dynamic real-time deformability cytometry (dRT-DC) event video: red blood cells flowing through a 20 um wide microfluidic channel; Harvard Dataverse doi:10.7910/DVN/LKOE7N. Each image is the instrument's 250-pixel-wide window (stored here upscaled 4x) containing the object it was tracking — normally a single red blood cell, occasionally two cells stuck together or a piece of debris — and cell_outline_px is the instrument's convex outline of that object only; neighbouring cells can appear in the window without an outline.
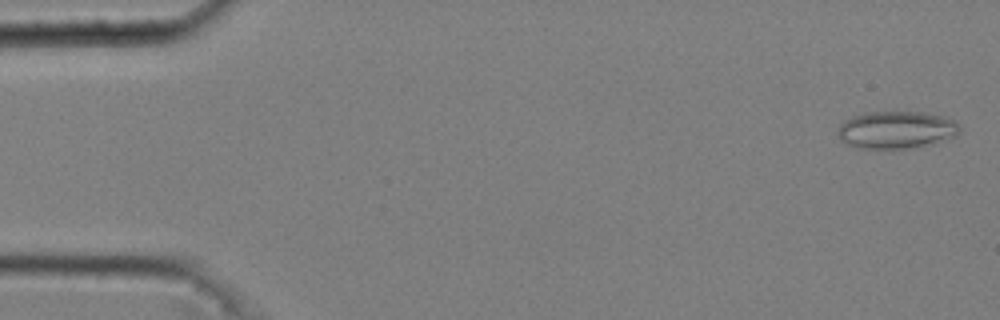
{"species": "common noctule bat (a hibernating species)", "species_latin": "Nyctalus noctula", "temperature_condition": "cold", "stored_images_in_passage": 50, "camera_frame_rate_fps": 3000, "um_per_image_px": 0.085, "animal": {"sex": "male", "body_mass_g": 20.4}, "frame": {"image": 1, "passage_image": 2, "time_ms": 0.333, "image_size_px": [1000, 320], "cell_outline_px": [[960, 132], [956, 136], [912, 148], [856, 148], [840, 140], [836, 132], [840, 124], [844, 120], [852, 116], [864, 112], [924, 112], [944, 116], [956, 120], [960, 128]], "centroid_in_image_um": [76.16, 11.02], "position_along_channel_um": 8.8, "area_um2": 26.7}}
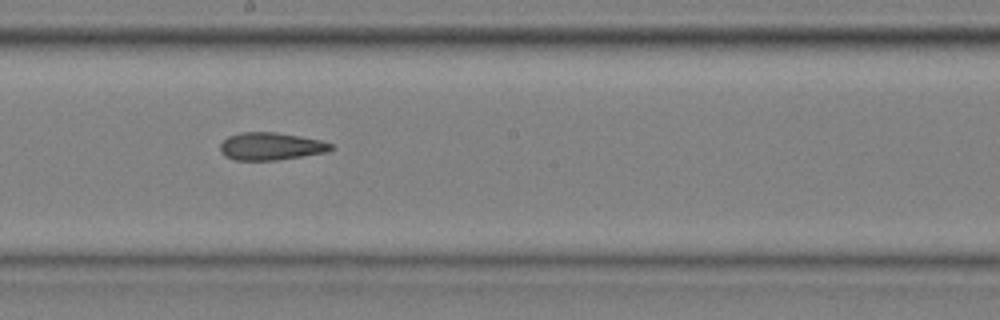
{"frame": {"image": 2, "passage_image": 30, "time_ms": 9.667, "image_size_px": [1000, 320], "cell_outline_px": [[332, 148], [328, 152], [276, 160], [236, 160], [224, 156], [220, 152], [220, 144], [228, 136], [240, 132], [276, 132], [300, 136], [320, 140], [332, 144]], "centroid_in_image_um": [22.99, 12.43], "position_along_channel_um": 225.2, "area_um2": 17.8}}
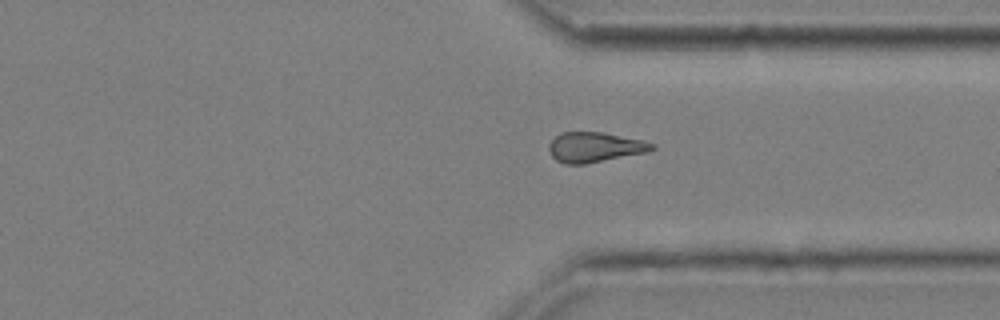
{"frame": {"image": 3, "passage_image": 41, "time_ms": 13.333, "image_size_px": [1000, 320], "cell_outline_px": [[656, 148], [648, 152], [584, 164], [564, 164], [556, 160], [552, 156], [548, 148], [548, 144], [560, 132], [604, 132], [640, 140], [656, 144]], "centroid_in_image_um": [50.55, 12.51], "position_along_channel_um": 360.9, "area_um2": 18.03}, "authors_computed_cell_mechanics": {"area_um2": 18.785, "velocity_mm_per_s": 3.6886, "shape_relaxation_time_tau1_ms": null, "shape_relaxation_time_tau2_ms": 3.9248, "deformation_change_tau1": null, "deformation_change_tau2": 0.1186}}